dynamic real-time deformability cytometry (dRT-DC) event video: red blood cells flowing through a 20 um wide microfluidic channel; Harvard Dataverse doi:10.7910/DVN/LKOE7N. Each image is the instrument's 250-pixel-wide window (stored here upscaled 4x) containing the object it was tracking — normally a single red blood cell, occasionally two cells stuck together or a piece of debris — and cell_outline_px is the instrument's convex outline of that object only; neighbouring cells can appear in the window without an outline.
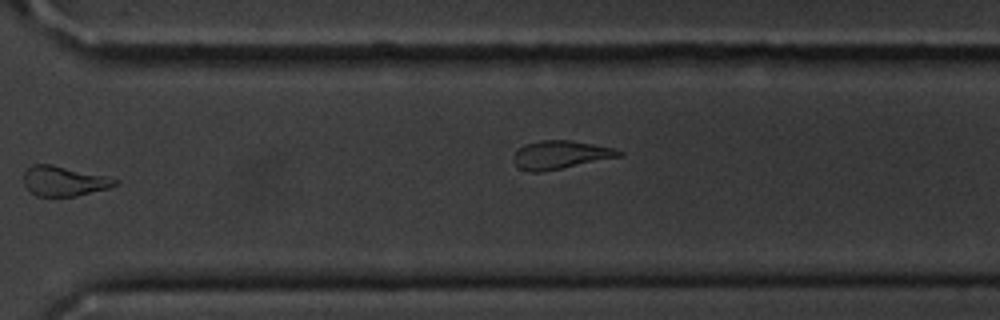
{"species": "common noctule bat (a hibernating species)", "species_latin": "Nyctalus noctula", "temperature_condition": "cold", "stored_images_in_passage": 14, "camera_frame_rate_fps": 3000, "um_per_image_px": 0.085, "animal": {"sex": "male", "body_mass_g": 20.1, "forearm_length_mm": 53.5}, "frame": {"image": 1, "passage_image": 10, "time_ms": 10.333, "image_size_px": [1000, 320], "cell_outline_px": [[120, 180], [116, 184], [108, 188], [76, 196], [36, 196], [28, 192], [24, 184], [24, 172], [32, 164], [52, 164], [108, 176]], "centroid_in_image_um": [5.42, 15.39], "position_along_channel_um": 365.2, "area_um2": 16.07}, "authors_computed_cell_mechanics": {"area_um2": 16.9354, "velocity_mm_per_s": 3.6152, "shape_relaxation_time_tau1_ms": 2.4594, "shape_relaxation_time_tau2_ms": null, "deformation_change_tau1": 0.1256, "deformation_change_tau2": null}}